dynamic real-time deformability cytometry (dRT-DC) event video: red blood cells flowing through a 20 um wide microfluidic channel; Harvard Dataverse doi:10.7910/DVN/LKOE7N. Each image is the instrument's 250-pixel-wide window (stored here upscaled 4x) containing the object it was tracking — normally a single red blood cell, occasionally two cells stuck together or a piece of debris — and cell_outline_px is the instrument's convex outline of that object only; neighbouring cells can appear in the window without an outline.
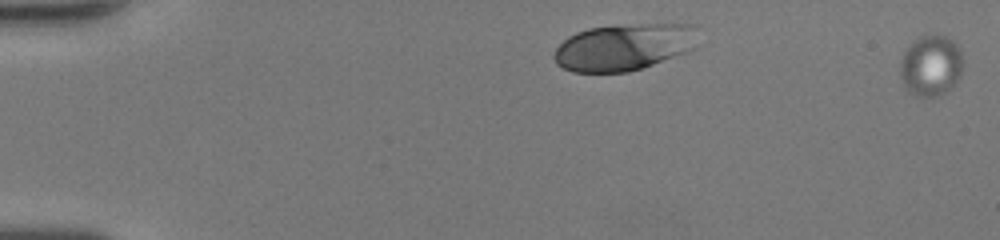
{"species": "human", "species_latin": "Homo sapiens", "temperature_condition": "room temperature", "stored_images_in_passage": 34, "camera_frame_rate_fps": 3000, "um_per_image_px": 0.085, "donor": {"sex": "female"}, "frame": {"image": 1, "passage_image": 1, "time_ms": 0.0, "image_size_px": [1000, 240], "cell_outline_px": [[960, 76], [952, 88], [936, 96], [916, 96], [908, 92], [900, 76], [900, 60], [908, 44], [912, 40], [920, 36], [944, 36], [952, 40], [960, 48]], "centroid_in_image_um": [79.08, 5.58], "position_along_channel_um": 5.9, "area_um2": 22.14}}
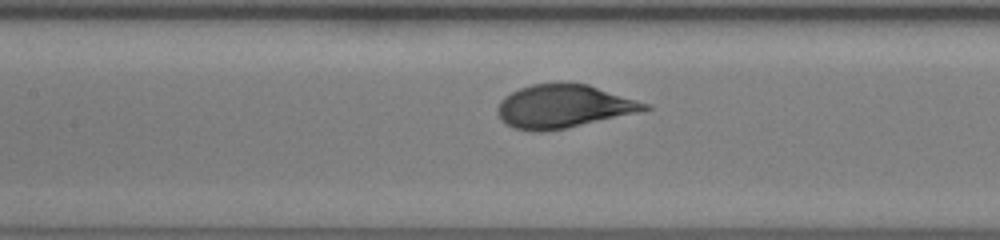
{"frame": {"image": 2, "passage_image": 15, "time_ms": 4.667, "image_size_px": [1000, 240], "cell_outline_px": [[652, 108], [636, 112], [564, 128], [540, 132], [536, 132], [512, 128], [500, 120], [496, 112], [496, 108], [500, 100], [504, 96], [520, 88], [532, 84], [588, 84], [652, 104]], "centroid_in_image_um": [47.85, 9.04], "position_along_channel_um": 159.5, "area_um2": 36.76}}
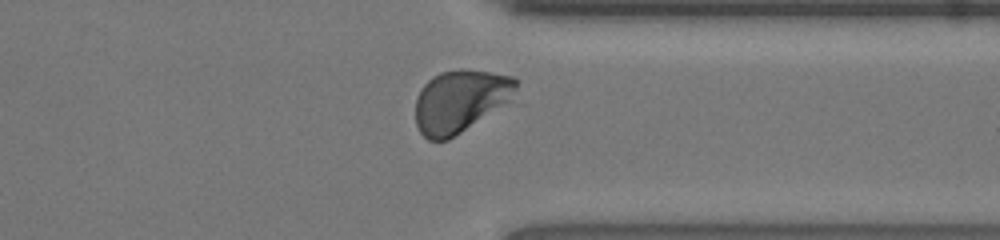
{"frame": {"image": 3, "passage_image": 30, "time_ms": 9.667, "image_size_px": [1000, 240], "cell_outline_px": [[524, 104], [448, 140], [428, 140], [420, 132], [416, 124], [416, 96], [420, 88], [432, 76], [440, 72], [460, 68], [464, 68], [492, 72], [512, 76], [516, 80]], "centroid_in_image_um": [39.4, 8.63], "position_along_channel_um": 372.0, "area_um2": 40.23}, "authors_computed_cell_mechanics": {"area_um2": 37.1076, "velocity_mm_per_s": 4.2579, "shape_relaxation_time_tau1_ms": 2.1617, "shape_relaxation_time_tau2_ms": null, "deformation_change_tau1": 0.1436, "deformation_change_tau2": null}}